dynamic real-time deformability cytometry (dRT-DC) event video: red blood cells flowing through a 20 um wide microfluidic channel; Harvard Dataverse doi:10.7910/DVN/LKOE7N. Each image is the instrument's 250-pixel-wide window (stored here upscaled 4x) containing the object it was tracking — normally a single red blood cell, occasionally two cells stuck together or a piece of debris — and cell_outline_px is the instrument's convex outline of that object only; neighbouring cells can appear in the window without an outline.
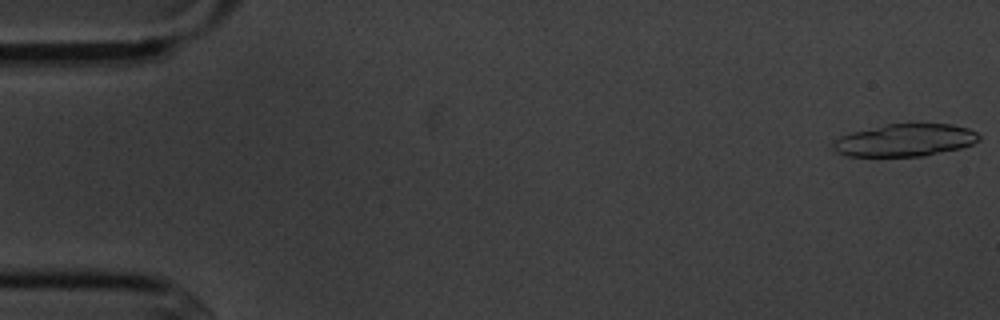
{"species": "common noctule bat (a hibernating species)", "species_latin": "Nyctalus noctula", "temperature_condition": "cold", "stored_images_in_passage": 4, "camera_frame_rate_fps": 3000, "um_per_image_px": 0.085, "animal": {"sex": "male", "body_mass_g": 20.1, "forearm_length_mm": 53.5}, "frame": {"image": 1, "passage_image": 1, "time_ms": 0.0, "image_size_px": [1000, 320], "cell_outline_px": [[980, 140], [972, 144], [960, 148], [924, 156], [848, 156], [836, 152], [832, 148], [832, 144], [840, 136], [852, 132], [888, 124], [952, 124], [968, 128], [976, 132], [980, 136]], "centroid_in_image_um": [76.93, 11.92], "position_along_channel_um": 8.1, "area_um2": 27.46}}